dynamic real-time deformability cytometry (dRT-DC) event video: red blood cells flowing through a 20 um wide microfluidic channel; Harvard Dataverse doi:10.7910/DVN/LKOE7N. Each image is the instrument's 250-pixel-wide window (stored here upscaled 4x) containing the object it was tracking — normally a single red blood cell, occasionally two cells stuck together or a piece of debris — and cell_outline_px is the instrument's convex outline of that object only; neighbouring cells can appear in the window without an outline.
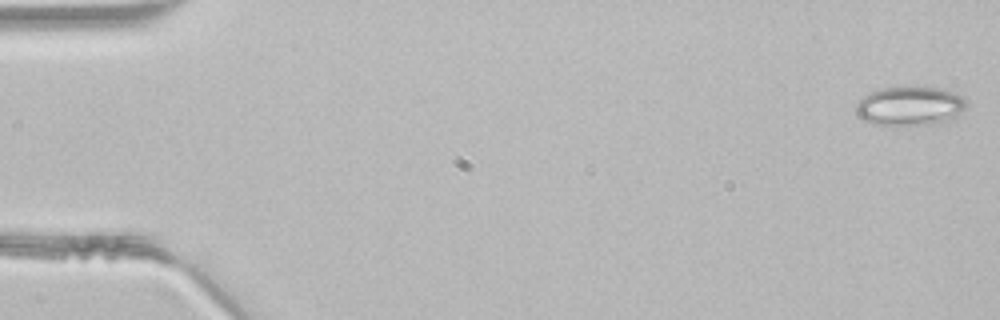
{"species": "common noctule bat (a hibernating species)", "species_latin": "Nyctalus noctula", "temperature_condition": "room temperature", "stored_images_in_passage": 10, "camera_frame_rate_fps": 3000, "um_per_image_px": 0.085, "animal": {"sex": "male", "body_mass_g": 21.5, "forearm_length_mm": 52.0}, "frame": {"image": 1, "passage_image": 1, "time_ms": 0.0, "image_size_px": [1000, 320], "cell_outline_px": [[968, 104], [956, 116], [940, 124], [872, 124], [856, 116], [856, 104], [864, 96], [880, 88], [904, 84], [948, 88], [968, 100]], "centroid_in_image_um": [77.38, 8.95], "position_along_channel_um": 7.6, "area_um2": 25.95}}